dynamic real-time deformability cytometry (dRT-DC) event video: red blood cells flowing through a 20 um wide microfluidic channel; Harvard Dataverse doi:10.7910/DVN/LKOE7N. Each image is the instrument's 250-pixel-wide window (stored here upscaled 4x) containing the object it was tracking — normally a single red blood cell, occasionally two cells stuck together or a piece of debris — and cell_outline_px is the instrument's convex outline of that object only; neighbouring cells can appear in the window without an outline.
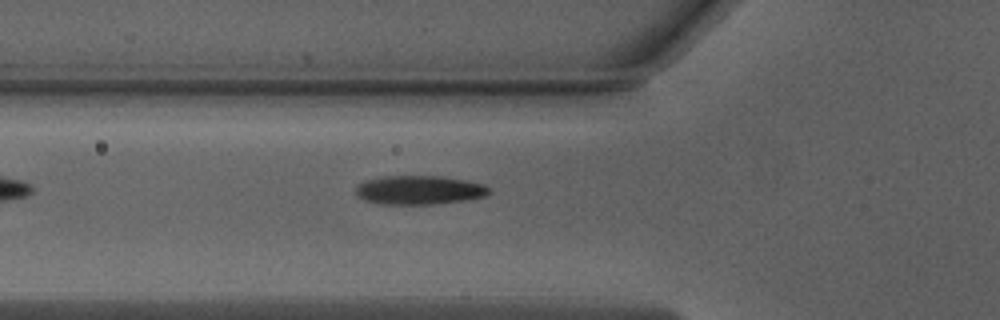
{"species": "Egyptian fruit bat (a non-hibernating species)", "species_latin": "Rousettus aegyptiacus", "temperature_condition": "warm", "stored_images_in_passage": 21, "camera_frame_rate_fps": 3000, "um_per_image_px": 0.085, "animal": {"sex": "male"}, "frame": {"image": 1, "passage_image": 2, "time_ms": 0.333, "image_size_px": [1000, 320], "cell_outline_px": [[492, 192], [484, 196], [468, 200], [436, 204], [376, 204], [364, 200], [356, 196], [356, 184], [368, 180], [384, 176], [440, 176], [464, 180], [484, 184]], "centroid_in_image_um": [35.62, 16.16], "position_along_channel_um": 90.2, "area_um2": 22.6}}
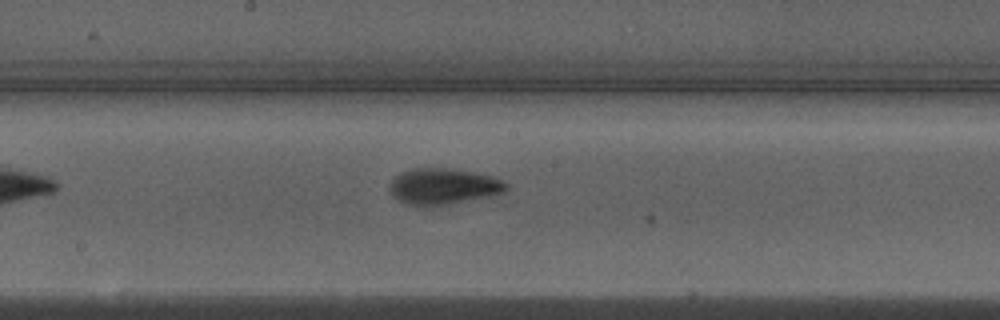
{"frame": {"image": 2, "passage_image": 11, "time_ms": 3.333, "image_size_px": [1000, 320], "cell_outline_px": [[508, 188], [504, 192], [492, 196], [432, 208], [424, 208], [404, 204], [396, 200], [392, 196], [388, 188], [388, 184], [400, 172], [412, 168], [444, 168], [472, 172], [492, 176], [508, 184]], "centroid_in_image_um": [37.62, 15.89], "position_along_channel_um": 210.6, "area_um2": 25.26}}
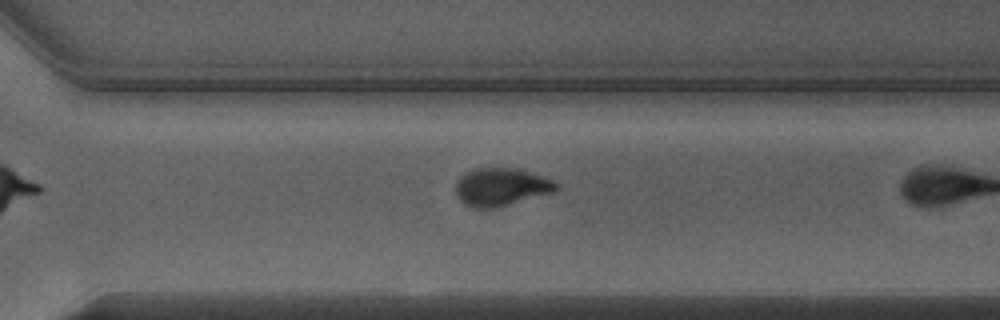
{"frame": {"image": 3, "passage_image": 17, "time_ms": 5.333, "image_size_px": [1000, 320], "cell_outline_px": [[560, 184], [552, 192], [496, 208], [472, 208], [464, 204], [456, 196], [456, 180], [464, 172], [472, 168], [512, 168], [528, 172], [552, 180]], "centroid_in_image_um": [42.51, 15.89], "position_along_channel_um": 328.1, "area_um2": 22.08}}